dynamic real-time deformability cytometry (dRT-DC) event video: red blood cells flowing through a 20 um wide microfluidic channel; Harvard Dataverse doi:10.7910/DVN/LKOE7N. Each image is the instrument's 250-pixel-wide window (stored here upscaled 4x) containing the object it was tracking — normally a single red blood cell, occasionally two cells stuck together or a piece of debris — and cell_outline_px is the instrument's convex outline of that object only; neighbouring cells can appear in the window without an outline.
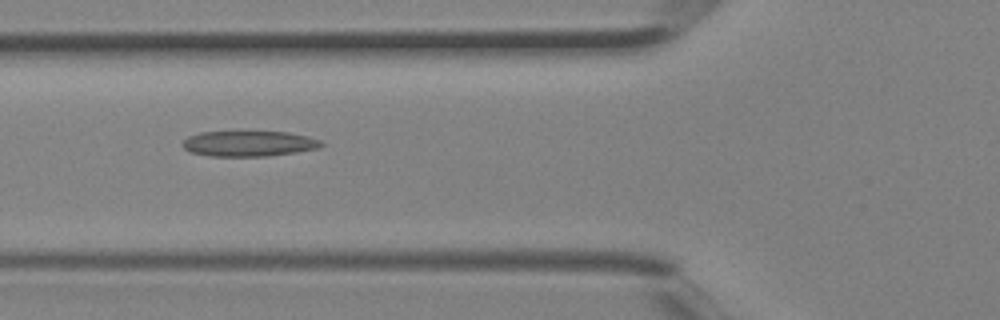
{"species": "Egyptian fruit bat (a non-hibernating species)", "species_latin": "Rousettus aegyptiacus", "temperature_condition": "room temperature", "stored_images_in_passage": 3, "camera_frame_rate_fps": 3000, "um_per_image_px": 0.085, "animal": {"sex": "female"}, "frame": {"image": 1, "passage_image": 2, "time_ms": 0.333, "image_size_px": [1000, 320], "cell_outline_px": [[324, 144], [316, 148], [296, 152], [268, 156], [208, 156], [188, 152], [180, 144], [188, 136], [200, 132], [288, 132], [308, 136], [320, 140]], "centroid_in_image_um": [21.1, 12.21], "position_along_channel_um": 104.7, "area_um2": 20.63}}
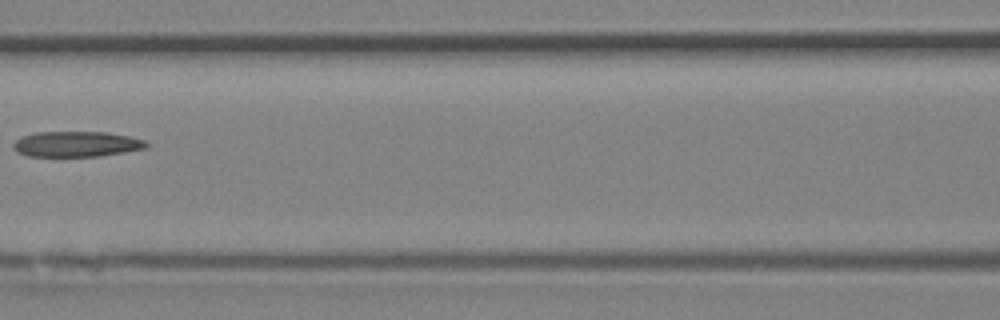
{"frame": {"image": 2, "passage_image": 3, "time_ms": 0.667, "image_size_px": [1000, 320], "cell_outline_px": [[148, 148], [100, 156], [28, 156], [16, 152], [12, 148], [12, 144], [20, 136], [36, 132], [108, 132], [128, 136], [144, 140], [148, 144]], "centroid_in_image_um": [6.47, 12.24], "position_along_channel_um": 160.1, "area_um2": 19.88}}